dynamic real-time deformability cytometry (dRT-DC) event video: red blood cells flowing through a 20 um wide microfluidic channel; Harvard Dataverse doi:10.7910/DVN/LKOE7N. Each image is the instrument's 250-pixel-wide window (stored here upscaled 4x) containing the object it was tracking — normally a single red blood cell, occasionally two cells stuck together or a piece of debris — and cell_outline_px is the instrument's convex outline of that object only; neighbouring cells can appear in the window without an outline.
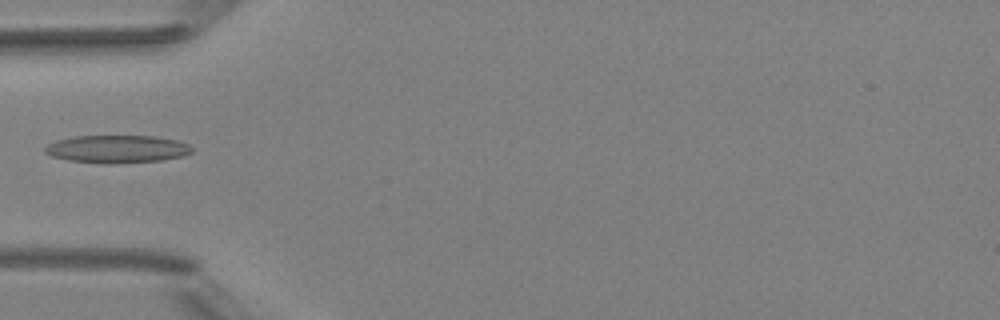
{"species": "Egyptian fruit bat (a non-hibernating species)", "species_latin": "Rousettus aegyptiacus", "temperature_condition": "room temperature", "stored_images_in_passage": 5, "camera_frame_rate_fps": 3000, "um_per_image_px": 0.085, "animal": {"sex": "female"}, "frame": {"image": 1, "passage_image": 5, "time_ms": 5.333, "image_size_px": [1000, 320], "cell_outline_px": [[192, 152], [184, 156], [160, 160], [108, 164], [100, 164], [68, 160], [52, 156], [44, 152], [44, 148], [48, 144], [56, 140], [76, 136], [156, 136], [176, 140], [188, 144], [192, 148]], "centroid_in_image_um": [9.94, 12.67], "position_along_channel_um": 75.1, "area_um2": 23.81}}